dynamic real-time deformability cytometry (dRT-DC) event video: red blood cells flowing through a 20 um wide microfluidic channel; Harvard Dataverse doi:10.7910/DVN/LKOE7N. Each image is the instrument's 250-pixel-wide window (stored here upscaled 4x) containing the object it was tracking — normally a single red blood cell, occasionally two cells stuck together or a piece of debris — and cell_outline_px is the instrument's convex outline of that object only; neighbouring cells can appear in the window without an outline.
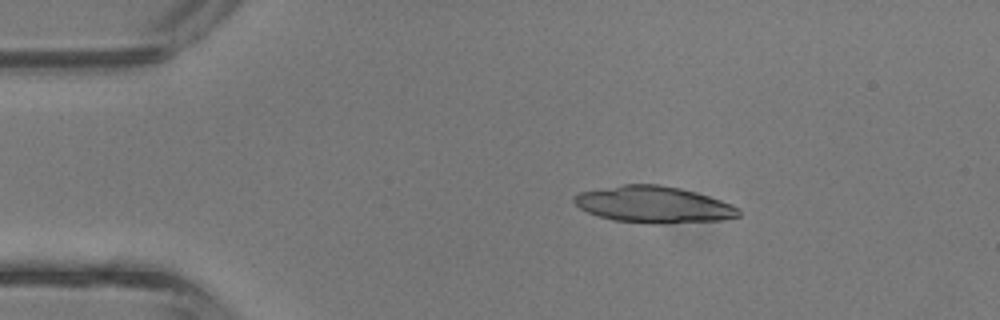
{"species": "common noctule bat (a hibernating species)", "species_latin": "Nyctalus noctula", "temperature_condition": "room temperature", "stored_images_in_passage": 35, "camera_frame_rate_fps": 3000, "um_per_image_px": 0.085, "animal": {"sex": "male", "body_mass_g": 13.3}, "frame": {"image": 1, "passage_image": 1, "time_ms": 0.0, "image_size_px": [1000, 320], "cell_outline_px": [[740, 216], [720, 220], [652, 224], [612, 220], [588, 212], [580, 208], [572, 200], [572, 196], [580, 192], [624, 184], [660, 184], [680, 188], [696, 192], [732, 204], [740, 208]], "centroid_in_image_um": [55.56, 17.38], "position_along_channel_um": 29.4, "area_um2": 35.03}}